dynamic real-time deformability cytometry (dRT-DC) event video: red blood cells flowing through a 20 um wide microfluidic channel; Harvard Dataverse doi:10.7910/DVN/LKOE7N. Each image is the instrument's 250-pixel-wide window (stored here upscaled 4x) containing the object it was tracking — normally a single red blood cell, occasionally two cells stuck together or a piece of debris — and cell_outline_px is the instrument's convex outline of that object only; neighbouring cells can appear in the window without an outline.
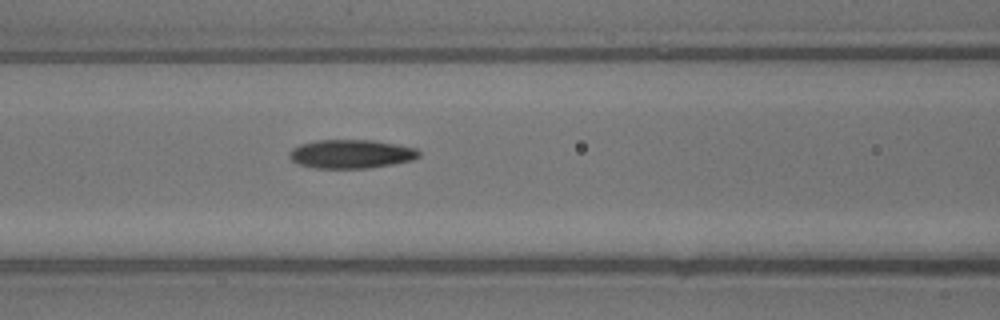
{"species": "common noctule bat (a hibernating species)", "species_latin": "Nyctalus noctula", "temperature_condition": "warm", "stored_images_in_passage": 19, "camera_frame_rate_fps": 3000, "um_per_image_px": 0.085, "animal": {"sex": "male", "body_mass_g": 13.3}, "frame": {"image": 1, "passage_image": 5, "time_ms": 1.333, "image_size_px": [1000, 320], "cell_outline_px": [[420, 156], [412, 160], [392, 164], [368, 168], [316, 168], [300, 164], [292, 160], [288, 156], [288, 152], [292, 148], [300, 144], [316, 140], [372, 140], [416, 148], [420, 152]], "centroid_in_image_um": [29.82, 13.08], "position_along_channel_um": 136.8, "area_um2": 21.62}}
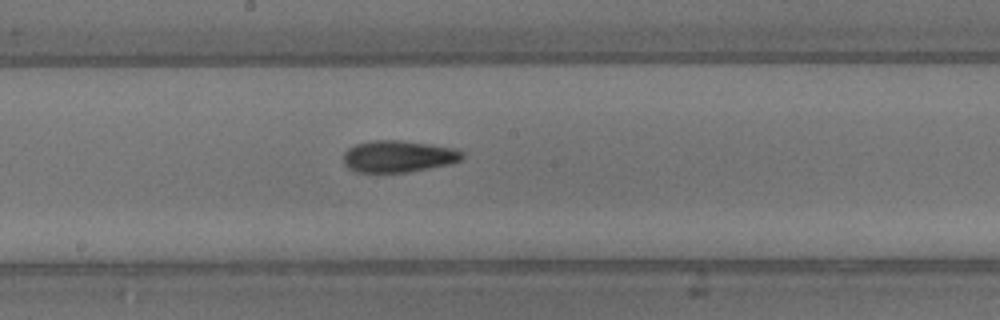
{"frame": {"image": 2, "passage_image": 9, "time_ms": 2.667, "image_size_px": [1000, 320], "cell_outline_px": [[464, 156], [460, 160], [452, 164], [408, 172], [356, 172], [348, 168], [344, 164], [344, 152], [348, 148], [356, 144], [372, 140], [400, 140], [428, 144], [452, 148], [464, 152]], "centroid_in_image_um": [33.85, 13.29], "position_along_channel_um": 214.3, "area_um2": 22.02}}
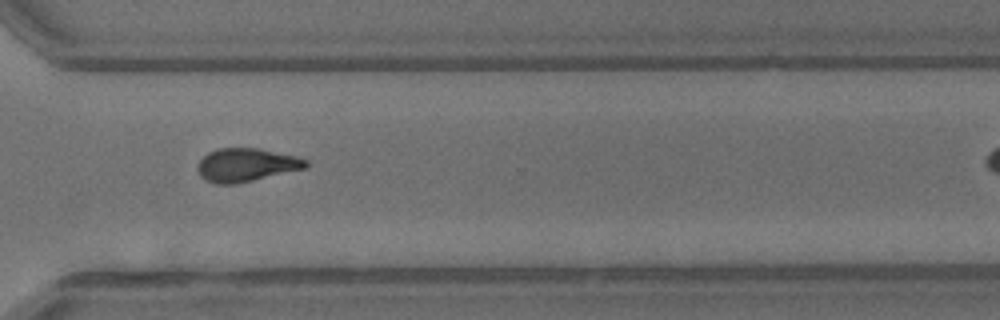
{"frame": {"image": 3, "passage_image": 16, "time_ms": 5.0, "image_size_px": [1000, 320], "cell_outline_px": [[308, 164], [304, 168], [236, 184], [216, 184], [200, 176], [196, 168], [200, 160], [208, 152], [216, 148], [260, 148], [296, 156], [308, 160]], "centroid_in_image_um": [20.9, 14.01], "position_along_channel_um": 349.7, "area_um2": 20.92}}